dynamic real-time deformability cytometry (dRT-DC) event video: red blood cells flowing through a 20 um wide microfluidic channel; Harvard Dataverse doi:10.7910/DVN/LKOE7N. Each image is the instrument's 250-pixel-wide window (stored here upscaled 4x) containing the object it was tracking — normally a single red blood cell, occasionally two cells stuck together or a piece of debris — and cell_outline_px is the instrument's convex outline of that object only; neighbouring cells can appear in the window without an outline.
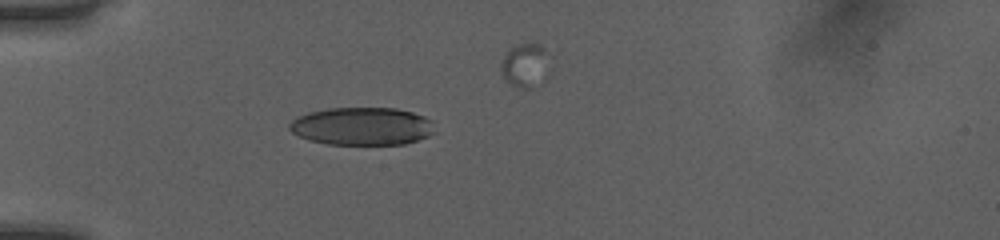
{"species": "human", "species_latin": "Homo sapiens", "temperature_condition": "room temperature", "stored_images_in_passage": 27, "camera_frame_rate_fps": 3000, "um_per_image_px": 0.085, "donor": {"sex": "female"}, "frame": {"image": 1, "passage_image": 1, "time_ms": 0.0, "image_size_px": [1000, 240], "cell_outline_px": [[436, 132], [428, 136], [404, 144], [328, 144], [308, 140], [292, 132], [288, 128], [288, 124], [296, 116], [308, 112], [328, 108], [396, 108], [412, 112], [424, 116], [432, 120]], "centroid_in_image_um": [30.77, 10.72], "position_along_channel_um": 54.2, "area_um2": 32.25}}
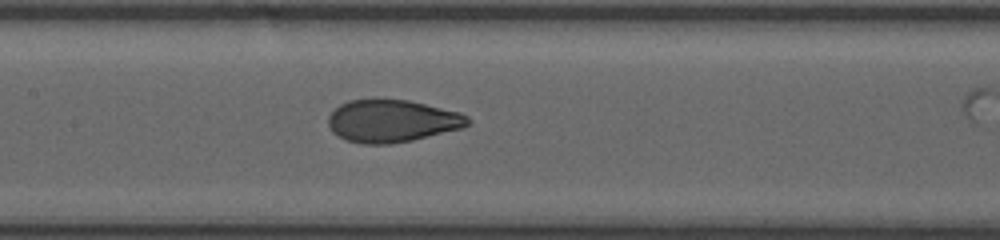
{"frame": {"image": 2, "passage_image": 11, "time_ms": 3.333, "image_size_px": [1000, 240], "cell_outline_px": [[472, 124], [464, 128], [412, 140], [388, 144], [360, 144], [344, 140], [332, 132], [328, 124], [328, 116], [340, 104], [348, 100], [376, 96], [380, 96], [408, 100], [460, 112], [468, 116], [472, 120]], "centroid_in_image_um": [33.32, 10.25], "position_along_channel_um": 174.1, "area_um2": 35.6}}
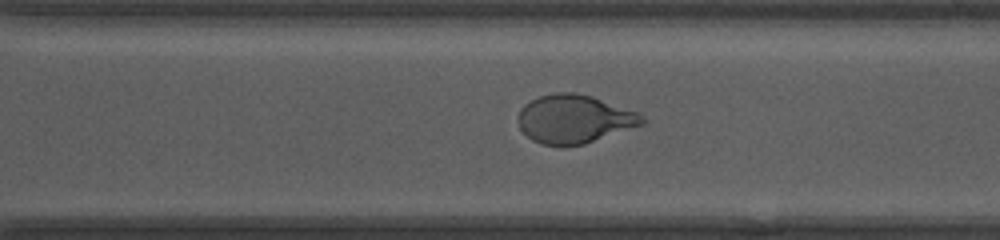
{"frame": {"image": 3, "passage_image": 22, "time_ms": 7.0, "image_size_px": [1000, 240], "cell_outline_px": [[644, 124], [584, 144], [540, 144], [532, 140], [520, 128], [516, 120], [520, 108], [524, 104], [540, 96], [556, 92], [572, 92], [592, 96], [640, 112], [644, 120]], "centroid_in_image_um": [48.81, 10.09], "position_along_channel_um": 321.8, "area_um2": 34.85}}